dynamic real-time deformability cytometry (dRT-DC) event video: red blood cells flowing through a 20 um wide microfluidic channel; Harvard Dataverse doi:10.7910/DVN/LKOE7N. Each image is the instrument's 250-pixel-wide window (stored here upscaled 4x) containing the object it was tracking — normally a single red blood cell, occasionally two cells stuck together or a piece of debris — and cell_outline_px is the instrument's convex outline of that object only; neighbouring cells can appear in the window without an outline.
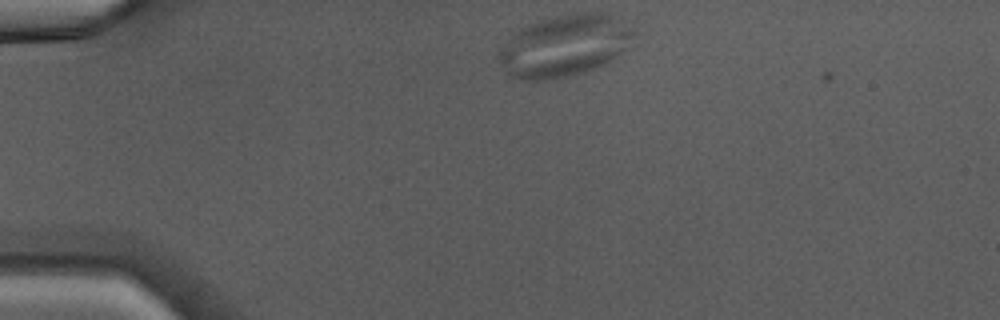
{"species": "Egyptian fruit bat (a non-hibernating species)", "species_latin": "Rousettus aegyptiacus", "temperature_condition": "warm", "stored_images_in_passage": 37, "camera_frame_rate_fps": 3000, "um_per_image_px": 0.085, "animal": {"sex": "male"}, "frame": {"image": 1, "passage_image": 1, "time_ms": 0.0, "image_size_px": [1000, 320], "cell_outline_px": [[636, 32], [628, 48], [608, 64], [568, 76], [552, 80], [520, 80], [504, 76], [496, 56], [500, 48], [520, 28], [528, 24], [540, 20], [556, 16], [580, 12], [600, 12], [608, 16]], "centroid_in_image_um": [47.9, 3.94], "position_along_channel_um": 37.1, "area_um2": 48.67}}